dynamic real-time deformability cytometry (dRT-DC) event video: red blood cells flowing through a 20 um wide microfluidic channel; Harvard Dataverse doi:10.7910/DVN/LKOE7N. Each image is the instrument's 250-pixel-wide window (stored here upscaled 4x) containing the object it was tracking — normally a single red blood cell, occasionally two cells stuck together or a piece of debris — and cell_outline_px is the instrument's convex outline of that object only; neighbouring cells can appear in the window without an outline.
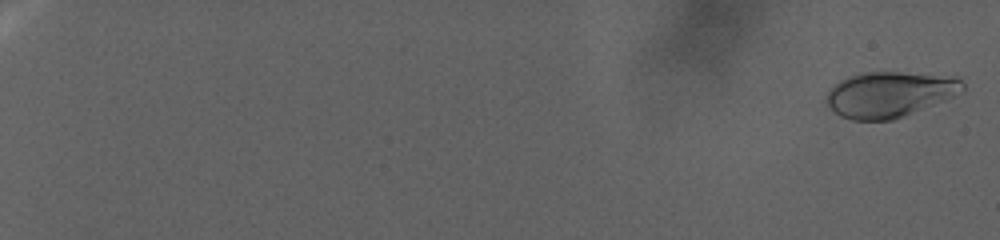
{"species": "human", "species_latin": "Homo sapiens", "temperature_condition": "warm", "stored_images_in_passage": 129, "camera_frame_rate_fps": 3000, "um_per_image_px": 0.085, "donor": {"sex": "female"}, "frame": {"image": 1, "passage_image": 3, "time_ms": 0.667, "image_size_px": [1000, 240], "cell_outline_px": [[964, 92], [944, 100], [892, 120], [852, 120], [840, 116], [828, 104], [828, 92], [840, 80], [848, 76], [860, 72], [900, 72], [956, 76], [964, 84]], "centroid_in_image_um": [75.65, 8.0], "position_along_channel_um": 9.4, "area_um2": 35.89}}
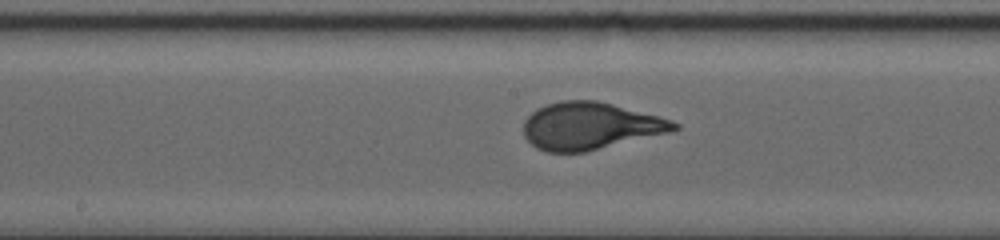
{"frame": {"image": 2, "passage_image": 79, "time_ms": 26.0, "image_size_px": [1000, 240], "cell_outline_px": [[680, 128], [668, 132], [584, 152], [548, 152], [536, 148], [524, 136], [524, 120], [536, 108], [560, 100], [596, 100], [660, 116], [672, 120], [680, 124]], "centroid_in_image_um": [50.15, 10.7], "position_along_channel_um": 198.1, "area_um2": 41.15}}
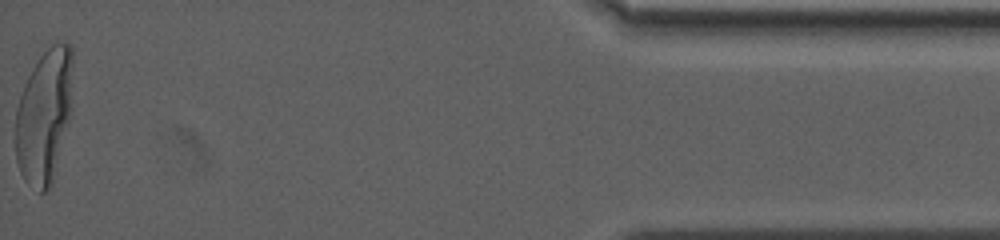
{"frame": {"image": 3, "passage_image": 129, "time_ms": 42.667, "image_size_px": [1000, 240], "cell_outline_px": [[72, 108], [68, 124], [52, 184], [44, 192], [40, 192], [28, 184], [24, 180], [20, 172], [16, 160], [16, 108], [24, 84], [32, 68], [40, 56], [52, 44], [72, 44]], "centroid_in_image_um": [3.77, 9.86], "position_along_channel_um": 431.4, "area_um2": 44.8}}